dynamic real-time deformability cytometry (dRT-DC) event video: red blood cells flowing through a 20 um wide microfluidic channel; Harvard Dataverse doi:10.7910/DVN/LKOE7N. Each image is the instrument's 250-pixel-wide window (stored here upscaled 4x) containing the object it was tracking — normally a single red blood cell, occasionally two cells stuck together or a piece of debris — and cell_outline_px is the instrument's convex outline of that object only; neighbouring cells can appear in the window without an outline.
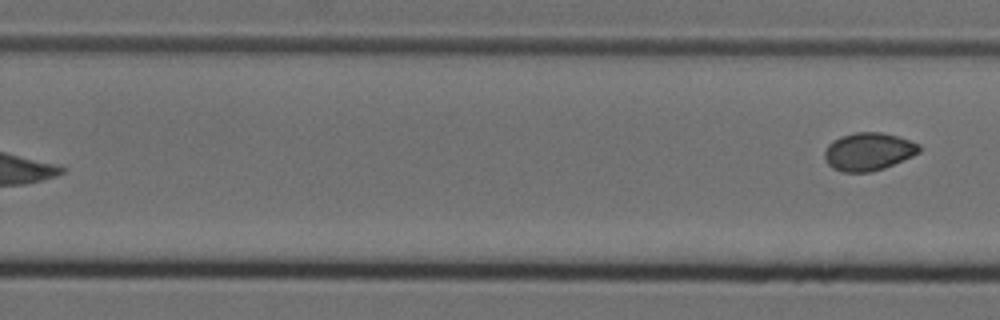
{"species": "Egyptian fruit bat (a non-hibernating species)", "species_latin": "Rousettus aegyptiacus", "temperature_condition": "cold", "stored_images_in_passage": 10, "segment_of_instrument_passage": [2, 2], "camera_frame_rate_fps": 3000, "um_per_image_px": 0.085, "animal": {"sex": "female"}, "frame": {"image": 1, "passage_image": 10, "time_ms": 3.0, "image_size_px": [1000, 320], "cell_outline_px": [[920, 152], [912, 156], [884, 168], [872, 172], [844, 172], [832, 168], [828, 164], [824, 156], [824, 152], [828, 144], [832, 140], [840, 136], [856, 132], [880, 132], [896, 136], [920, 144]], "centroid_in_image_um": [73.79, 12.88], "position_along_channel_um": 256.0, "area_um2": 20.87}}